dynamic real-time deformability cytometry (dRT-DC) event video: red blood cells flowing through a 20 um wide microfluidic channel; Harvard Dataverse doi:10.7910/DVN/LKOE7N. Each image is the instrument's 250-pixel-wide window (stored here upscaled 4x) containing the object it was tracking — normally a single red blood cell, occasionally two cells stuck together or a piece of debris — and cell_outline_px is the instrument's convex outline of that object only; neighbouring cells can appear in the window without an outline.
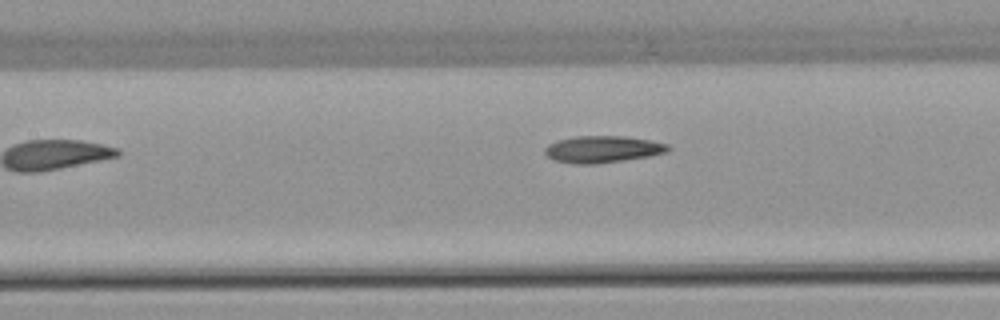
{"species": "common noctule bat (a hibernating species)", "species_latin": "Nyctalus noctula", "temperature_condition": "warm", "stored_images_in_passage": 4, "camera_frame_rate_fps": 3000, "um_per_image_px": 0.085, "animal": {"sex": "female", "body_mass_g": 22.7, "forearm_length_mm": 54.2}, "frame": {"image": 1, "passage_image": 4, "time_ms": 3.667, "image_size_px": [1000, 320], "cell_outline_px": [[672, 148], [668, 152], [648, 156], [596, 164], [572, 164], [556, 160], [548, 156], [544, 152], [544, 148], [548, 144], [556, 140], [576, 136], [624, 136], [648, 140], [668, 144]], "centroid_in_image_um": [51.21, 12.68], "position_along_channel_um": 156.2, "area_um2": 19.25}}